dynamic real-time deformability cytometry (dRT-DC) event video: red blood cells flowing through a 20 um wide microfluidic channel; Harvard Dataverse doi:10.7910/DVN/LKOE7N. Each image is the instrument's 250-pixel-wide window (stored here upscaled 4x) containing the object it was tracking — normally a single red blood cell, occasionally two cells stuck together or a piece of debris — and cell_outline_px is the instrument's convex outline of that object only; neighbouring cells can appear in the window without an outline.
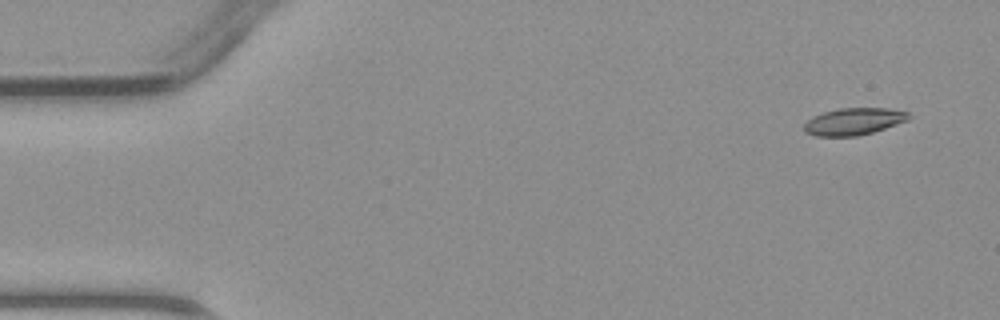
{"species": "common noctule bat (a hibernating species)", "species_latin": "Nyctalus noctula", "temperature_condition": "warm", "stored_images_in_passage": 11, "camera_frame_rate_fps": 3000, "um_per_image_px": 0.085, "animal": {"sex": "male", "body_mass_g": 23.1, "forearm_length_mm": 52.7}, "frame": {"image": 1, "passage_image": 1, "time_ms": 0.0, "image_size_px": [1000, 320], "cell_outline_px": [[912, 116], [908, 120], [872, 132], [856, 136], [816, 136], [804, 132], [804, 124], [812, 116], [824, 112], [840, 108], [888, 108], [908, 112]], "centroid_in_image_um": [72.56, 10.32], "position_along_channel_um": 12.4, "area_um2": 16.42}}
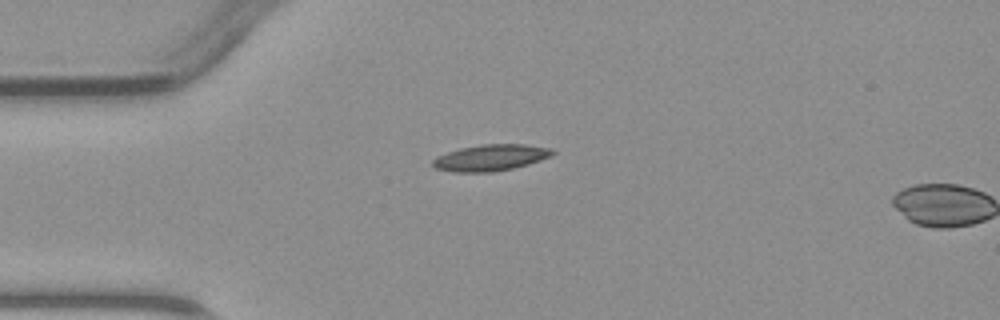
{"frame": {"image": 2, "passage_image": 10, "time_ms": 3.0, "image_size_px": [1000, 320], "cell_outline_px": [[556, 152], [552, 156], [528, 164], [512, 168], [492, 172], [452, 172], [436, 168], [432, 164], [432, 160], [436, 156], [460, 148], [480, 144], [524, 144], [552, 148]], "centroid_in_image_um": [41.71, 13.39], "position_along_channel_um": 43.3, "area_um2": 18.44}}